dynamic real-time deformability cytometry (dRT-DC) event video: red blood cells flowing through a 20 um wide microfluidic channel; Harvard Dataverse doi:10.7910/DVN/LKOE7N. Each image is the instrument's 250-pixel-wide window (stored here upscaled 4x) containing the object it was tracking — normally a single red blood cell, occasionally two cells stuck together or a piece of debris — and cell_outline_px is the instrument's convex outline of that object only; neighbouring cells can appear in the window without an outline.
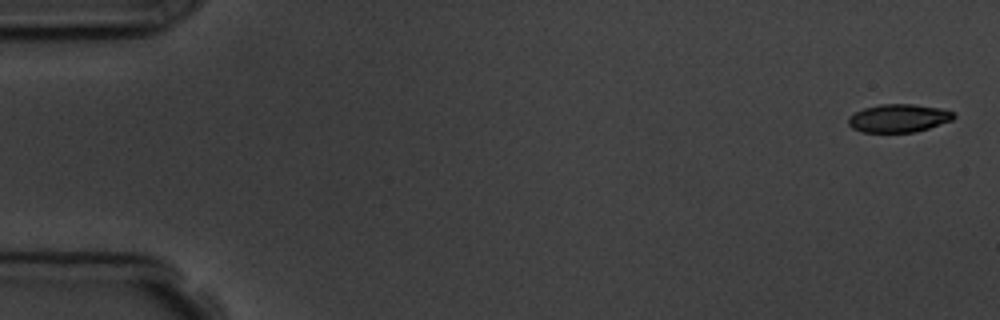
{"species": "common noctule bat (a hibernating species)", "species_latin": "Nyctalus noctula", "temperature_condition": "room temperature", "stored_images_in_passage": 5, "camera_frame_rate_fps": 3000, "um_per_image_px": 0.085, "animal": {"sex": "male", "body_mass_g": 19.5, "forearm_length_mm": 54.6}, "frame": {"image": 1, "passage_image": 1, "time_ms": 0.0, "image_size_px": [1000, 320], "cell_outline_px": [[956, 116], [952, 120], [916, 132], [860, 132], [852, 128], [848, 124], [848, 116], [864, 108], [880, 104], [912, 104], [940, 108], [952, 112]], "centroid_in_image_um": [76.35, 10.05], "position_along_channel_um": 8.6, "area_um2": 17.22}}